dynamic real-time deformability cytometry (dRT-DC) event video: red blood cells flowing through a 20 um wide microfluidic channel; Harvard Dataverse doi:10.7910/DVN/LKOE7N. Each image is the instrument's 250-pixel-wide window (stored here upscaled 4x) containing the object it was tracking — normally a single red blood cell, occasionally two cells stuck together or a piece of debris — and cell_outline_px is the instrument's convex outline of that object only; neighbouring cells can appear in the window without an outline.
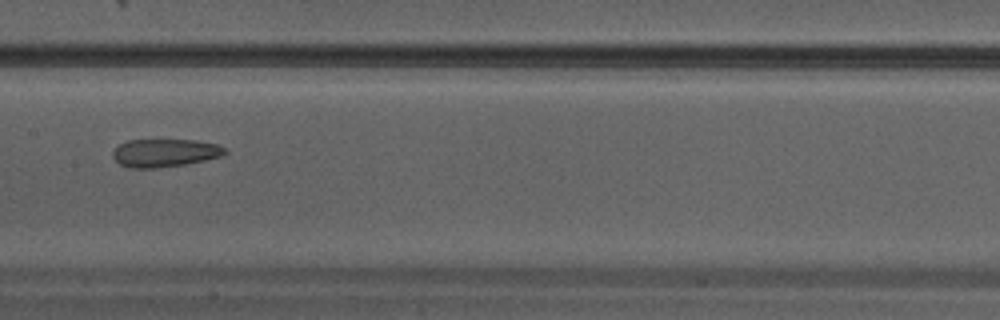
{"species": "Egyptian fruit bat (a non-hibernating species)", "species_latin": "Rousettus aegyptiacus", "temperature_condition": "warm", "stored_images_in_passage": 21, "camera_frame_rate_fps": 3000, "um_per_image_px": 0.085, "animal": {"sex": "male"}, "frame": {"image": 1, "passage_image": 7, "time_ms": 2.0, "image_size_px": [1000, 320], "cell_outline_px": [[228, 152], [220, 156], [204, 160], [184, 164], [156, 168], [128, 168], [120, 164], [112, 156], [112, 152], [120, 144], [128, 140], [196, 140], [216, 144], [224, 148]], "centroid_in_image_um": [13.98, 12.99], "position_along_channel_um": 193.4, "area_um2": 18.15}}
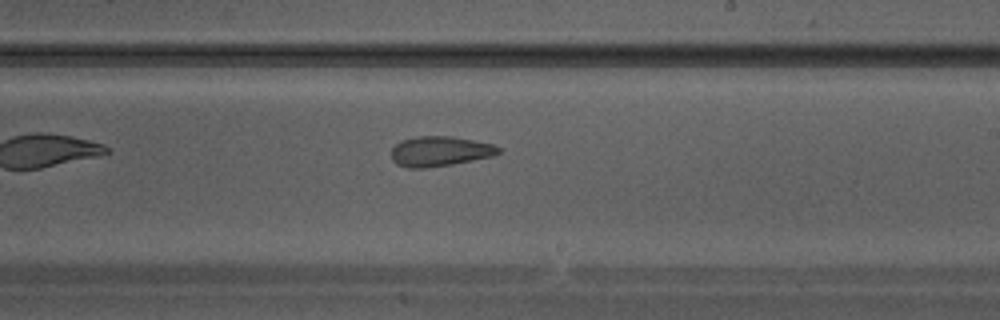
{"frame": {"image": 2, "passage_image": 10, "time_ms": 3.0, "image_size_px": [1000, 320], "cell_outline_px": [[500, 152], [492, 156], [452, 164], [424, 168], [408, 168], [396, 164], [392, 160], [392, 148], [396, 144], [404, 140], [416, 136], [452, 136], [492, 144], [500, 148]], "centroid_in_image_um": [37.36, 12.86], "position_along_channel_um": 251.6, "area_um2": 18.55}}